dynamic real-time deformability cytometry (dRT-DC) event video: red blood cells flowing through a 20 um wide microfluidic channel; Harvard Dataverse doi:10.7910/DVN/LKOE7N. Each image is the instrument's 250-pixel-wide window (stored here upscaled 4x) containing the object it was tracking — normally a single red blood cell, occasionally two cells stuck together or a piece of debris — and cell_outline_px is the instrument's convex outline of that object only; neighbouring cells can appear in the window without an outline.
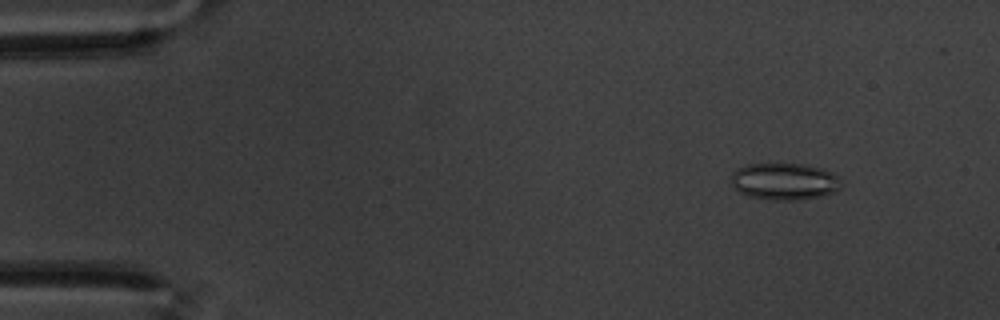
{"species": "common noctule bat (a hibernating species)", "species_latin": "Nyctalus noctula", "temperature_condition": "warm", "stored_images_in_passage": 59, "camera_frame_rate_fps": 3000, "um_per_image_px": 0.085, "animal": {"sex": "male", "body_mass_g": 20.1, "forearm_length_mm": 53.5}, "frame": {"image": 1, "passage_image": 7, "time_ms": 2.0, "image_size_px": [1000, 320], "cell_outline_px": [[844, 184], [836, 192], [820, 196], [796, 200], [772, 200], [748, 196], [740, 192], [732, 184], [732, 172], [748, 164], [804, 164], [820, 168], [832, 172], [840, 176]], "centroid_in_image_um": [66.74, 15.42], "position_along_channel_um": 18.3, "area_um2": 23.76}}
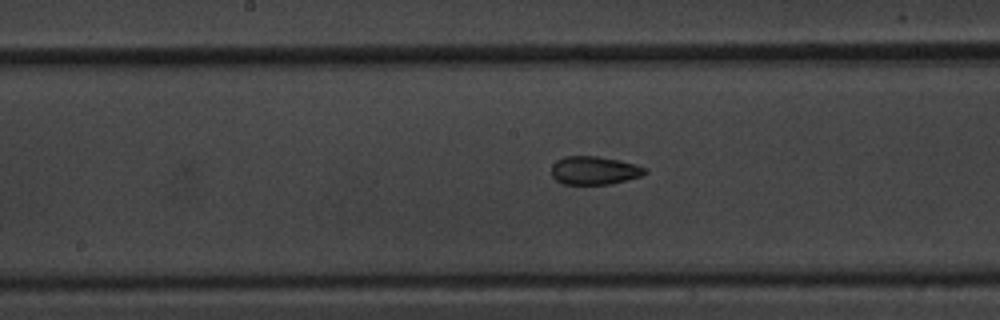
{"frame": {"image": 2, "passage_image": 31, "time_ms": 10.0, "image_size_px": [1000, 320], "cell_outline_px": [[648, 172], [640, 176], [612, 184], [560, 184], [552, 176], [552, 164], [556, 160], [564, 156], [596, 156], [620, 160], [636, 164], [644, 168]], "centroid_in_image_um": [50.49, 14.48], "position_along_channel_um": 197.7, "area_um2": 15.49}}
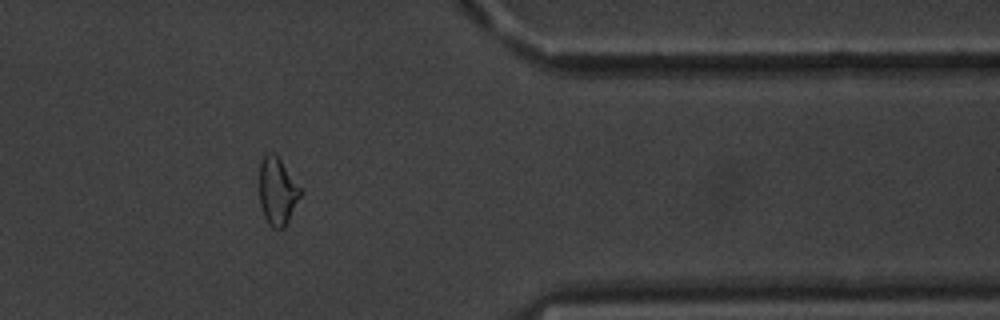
{"frame": {"image": 3, "passage_image": 49, "time_ms": 16.0, "image_size_px": [1000, 320], "cell_outline_px": [[300, 196], [284, 228], [272, 228], [268, 224], [264, 216], [260, 204], [260, 160], [268, 152], [272, 152], [280, 160], [300, 188]], "centroid_in_image_um": [23.54, 16.27], "position_along_channel_um": 387.9, "area_um2": 15.66}, "authors_computed_cell_mechanics": {"area_um2": 16.8198, "velocity_mm_per_s": 3.4393, "shape_relaxation_time_tau1_ms": 9.0732, "shape_relaxation_time_tau2_ms": 2.5544, "deformation_change_tau1": 0.1724, "deformation_change_tau2": 0.0824}}